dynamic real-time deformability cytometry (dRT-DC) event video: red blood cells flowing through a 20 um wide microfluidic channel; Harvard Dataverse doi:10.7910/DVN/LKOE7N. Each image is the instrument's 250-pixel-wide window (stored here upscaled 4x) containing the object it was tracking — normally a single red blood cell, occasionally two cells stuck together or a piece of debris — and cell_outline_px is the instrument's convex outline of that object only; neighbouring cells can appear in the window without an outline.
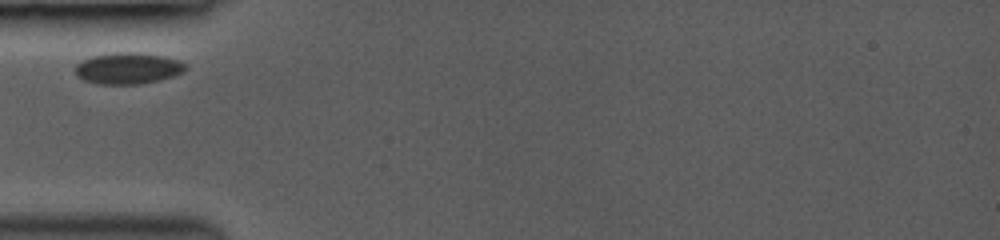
{"species": "common noctule bat (a hibernating species)", "species_latin": "Nyctalus noctula", "temperature_condition": "room temperature", "stored_images_in_passage": 3, "camera_frame_rate_fps": 3000, "um_per_image_px": 0.085, "animal": {"sex": "female", "body_mass_g": 19.0, "forearm_length_mm": 53.3}, "frame": {"image": 1, "passage_image": 1, "time_ms": 0.0, "image_size_px": [1000, 240], "cell_outline_px": [[188, 68], [184, 72], [160, 80], [140, 84], [96, 84], [84, 80], [76, 76], [76, 64], [92, 56], [116, 52], [136, 52], [164, 56], [180, 60]], "centroid_in_image_um": [10.89, 5.81], "position_along_channel_um": 74.1, "area_um2": 20.23}}
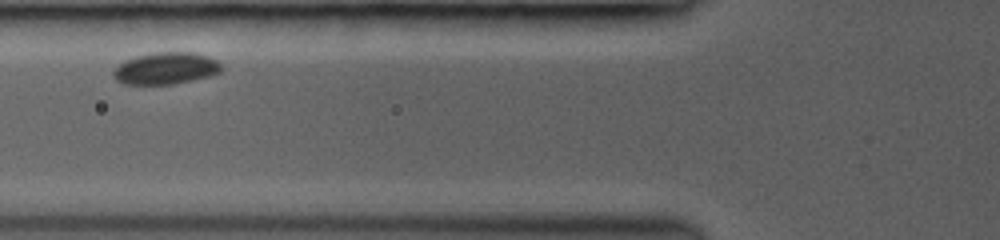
{"frame": {"image": 2, "passage_image": 2, "time_ms": 1.0, "image_size_px": [1000, 240], "cell_outline_px": [[224, 68], [220, 72], [212, 76], [172, 84], [124, 84], [116, 80], [112, 76], [112, 72], [124, 60], [136, 56], [152, 52], [192, 52], [208, 56], [216, 60]], "centroid_in_image_um": [14.1, 5.8], "position_along_channel_um": 111.7, "area_um2": 20.23}}